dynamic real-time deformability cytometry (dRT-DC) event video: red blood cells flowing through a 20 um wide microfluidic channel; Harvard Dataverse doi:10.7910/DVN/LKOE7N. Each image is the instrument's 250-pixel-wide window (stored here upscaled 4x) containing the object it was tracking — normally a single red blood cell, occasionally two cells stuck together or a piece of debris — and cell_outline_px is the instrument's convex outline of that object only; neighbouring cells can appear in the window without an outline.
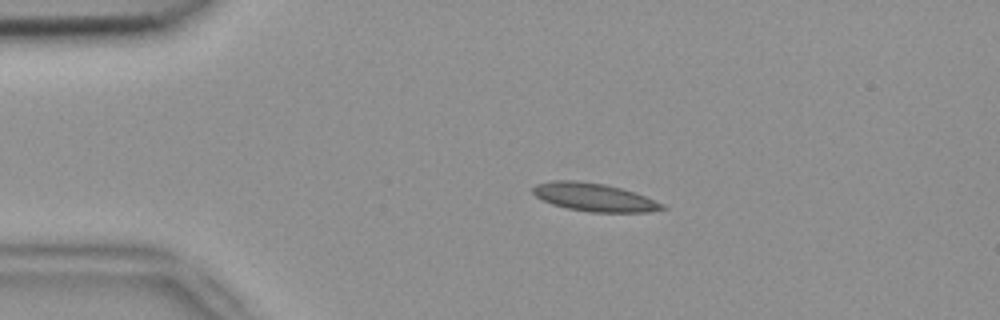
{"species": "common noctule bat (a hibernating species)", "species_latin": "Nyctalus noctula", "temperature_condition": "room temperature", "stored_images_in_passage": 4, "camera_frame_rate_fps": 3000, "um_per_image_px": 0.085, "animal": {"sex": "female", "body_mass_g": 18.4}, "frame": {"image": 1, "passage_image": 3, "time_ms": 0.667, "image_size_px": [1000, 320], "cell_outline_px": [[668, 208], [648, 212], [592, 212], [568, 208], [552, 204], [536, 196], [532, 192], [532, 188], [536, 184], [552, 180], [576, 180], [604, 184], [620, 188], [644, 196], [664, 204]], "centroid_in_image_um": [50.49, 16.76], "position_along_channel_um": 34.5, "area_um2": 20.98}}